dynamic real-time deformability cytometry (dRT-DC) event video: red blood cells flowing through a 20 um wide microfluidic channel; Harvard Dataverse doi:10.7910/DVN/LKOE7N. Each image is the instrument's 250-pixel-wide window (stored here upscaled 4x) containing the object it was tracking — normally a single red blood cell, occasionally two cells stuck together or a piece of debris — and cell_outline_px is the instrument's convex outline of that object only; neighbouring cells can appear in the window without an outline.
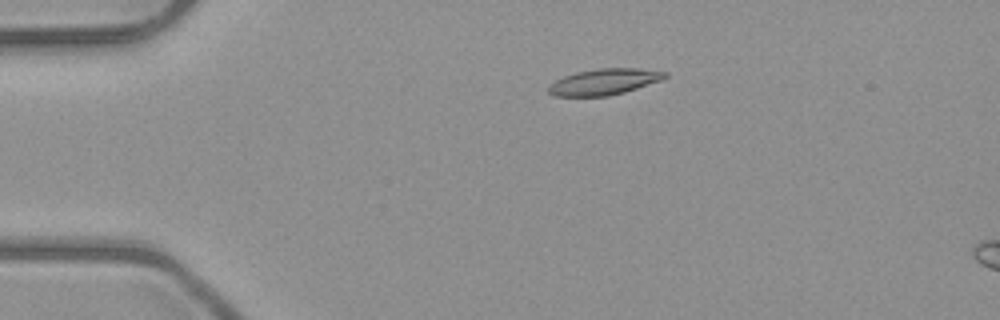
{"species": "common noctule bat (a hibernating species)", "species_latin": "Nyctalus noctula", "temperature_condition": "room temperature", "stored_images_in_passage": 6, "camera_frame_rate_fps": 3000, "um_per_image_px": 0.085, "animal": {"sex": "male", "body_mass_g": 23.1, "forearm_length_mm": 52.7}, "frame": {"image": 1, "passage_image": 4, "time_ms": 3.333, "image_size_px": [1000, 320], "cell_outline_px": [[668, 76], [660, 80], [624, 92], [608, 96], [556, 96], [548, 92], [548, 88], [556, 80], [564, 76], [576, 72], [596, 68], [640, 68], [668, 72]], "centroid_in_image_um": [51.36, 6.94], "position_along_channel_um": 33.6, "area_um2": 17.57}}